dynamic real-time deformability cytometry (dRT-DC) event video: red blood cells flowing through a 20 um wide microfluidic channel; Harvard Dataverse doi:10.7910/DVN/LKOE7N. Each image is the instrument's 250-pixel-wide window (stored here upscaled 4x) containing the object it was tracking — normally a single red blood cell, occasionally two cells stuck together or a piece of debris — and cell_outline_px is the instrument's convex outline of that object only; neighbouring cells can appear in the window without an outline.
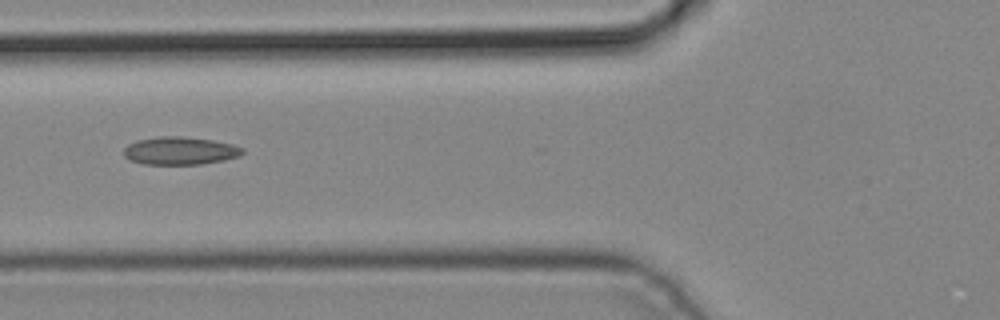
{"species": "common noctule bat (a hibernating species)", "species_latin": "Nyctalus noctula", "temperature_condition": "cold", "stored_images_in_passage": 4, "camera_frame_rate_fps": 3000, "um_per_image_px": 0.085, "animal": {"sex": "male", "body_mass_g": 19.2, "forearm_length_mm": 51.8}, "frame": {"image": 1, "passage_image": 4, "time_ms": 1.0, "image_size_px": [1000, 320], "cell_outline_px": [[244, 152], [240, 156], [224, 160], [200, 164], [144, 164], [132, 160], [124, 156], [124, 148], [128, 144], [136, 140], [160, 136], [184, 136], [212, 140], [232, 144], [244, 148]], "centroid_in_image_um": [15.32, 12.81], "position_along_channel_um": 110.5, "area_um2": 19.31}}